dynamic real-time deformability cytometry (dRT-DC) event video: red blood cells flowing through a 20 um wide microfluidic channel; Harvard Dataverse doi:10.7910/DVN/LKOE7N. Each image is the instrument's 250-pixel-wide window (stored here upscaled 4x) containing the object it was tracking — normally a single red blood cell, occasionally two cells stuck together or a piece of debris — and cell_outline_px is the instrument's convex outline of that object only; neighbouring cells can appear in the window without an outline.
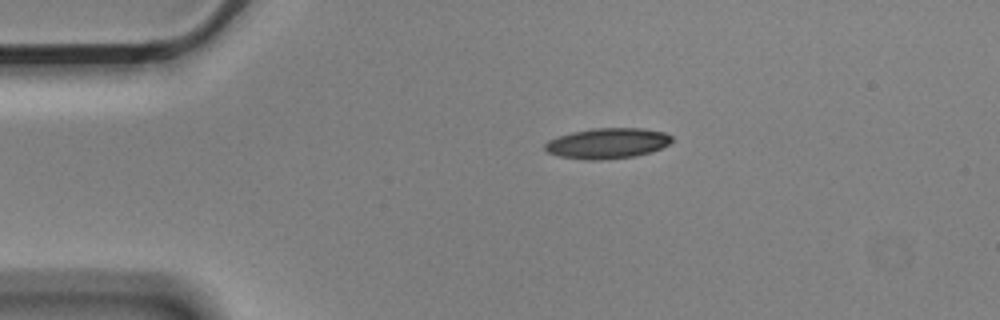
{"species": "Egyptian fruit bat (a non-hibernating species)", "species_latin": "Rousettus aegyptiacus", "temperature_condition": "cold", "stored_images_in_passage": 5, "camera_frame_rate_fps": 3000, "um_per_image_px": 0.085, "animal": {"sex": "male"}, "frame": {"image": 1, "passage_image": 1, "time_ms": 0.0, "image_size_px": [1000, 320], "cell_outline_px": [[672, 140], [668, 144], [652, 152], [636, 156], [600, 160], [584, 160], [560, 156], [548, 152], [544, 148], [544, 144], [548, 140], [556, 136], [572, 132], [596, 128], [640, 128], [664, 132], [672, 136]], "centroid_in_image_um": [51.61, 12.18], "position_along_channel_um": 33.4, "area_um2": 22.6}}
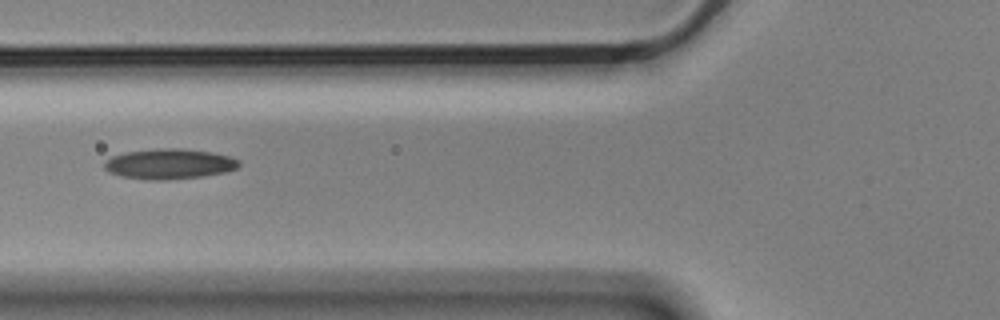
{"frame": {"image": 2, "passage_image": 4, "time_ms": 1.0, "image_size_px": [1000, 320], "cell_outline_px": [[240, 164], [236, 168], [224, 172], [204, 176], [164, 180], [144, 180], [120, 176], [108, 172], [104, 168], [104, 164], [112, 156], [124, 152], [160, 148], [180, 148], [212, 152], [228, 156], [240, 160]], "centroid_in_image_um": [14.37, 13.94], "position_along_channel_um": 111.4, "area_um2": 23.81}}
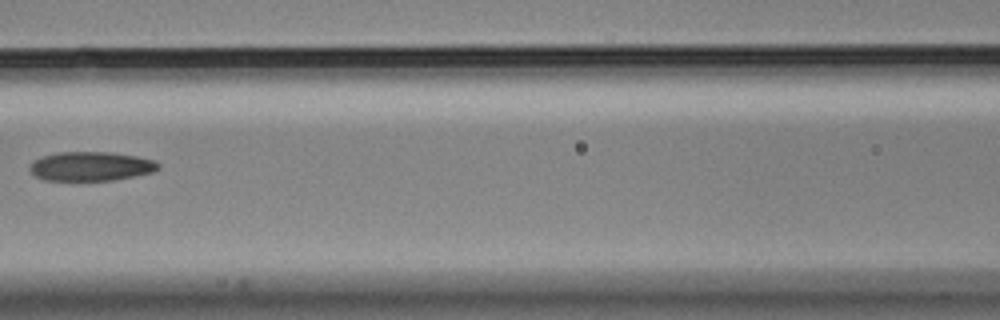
{"frame": {"image": 3, "passage_image": 5, "time_ms": 1.333, "image_size_px": [1000, 320], "cell_outline_px": [[160, 168], [152, 172], [116, 180], [44, 180], [36, 176], [28, 168], [32, 160], [44, 156], [60, 152], [112, 152], [136, 156], [156, 160], [160, 164]], "centroid_in_image_um": [7.75, 14.13], "position_along_channel_um": 158.9, "area_um2": 21.91}}